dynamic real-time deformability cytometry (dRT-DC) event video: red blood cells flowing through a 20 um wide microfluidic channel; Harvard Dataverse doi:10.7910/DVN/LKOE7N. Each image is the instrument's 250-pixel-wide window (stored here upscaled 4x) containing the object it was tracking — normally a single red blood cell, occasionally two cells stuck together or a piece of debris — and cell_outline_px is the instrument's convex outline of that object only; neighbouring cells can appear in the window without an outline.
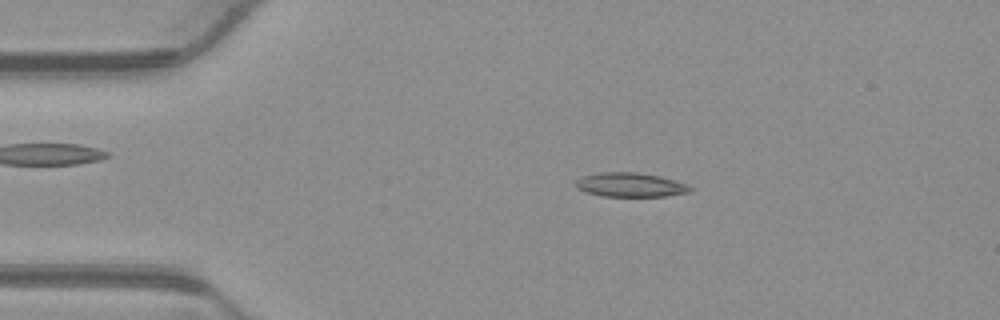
{"species": "common noctule bat (a hibernating species)", "species_latin": "Nyctalus noctula", "temperature_condition": "warm", "stored_images_in_passage": 49, "camera_frame_rate_fps": 3000, "um_per_image_px": 0.085, "animal": {"sex": "male", "body_mass_g": 23.1, "forearm_length_mm": 52.7}, "frame": {"image": 1, "passage_image": 7, "time_ms": 2.0, "image_size_px": [1000, 320], "cell_outline_px": [[692, 188], [688, 192], [664, 196], [600, 196], [576, 188], [572, 184], [576, 180], [584, 176], [600, 172], [636, 172], [660, 176], [684, 184]], "centroid_in_image_um": [53.49, 15.71], "position_along_channel_um": 31.5, "area_um2": 15.9}}
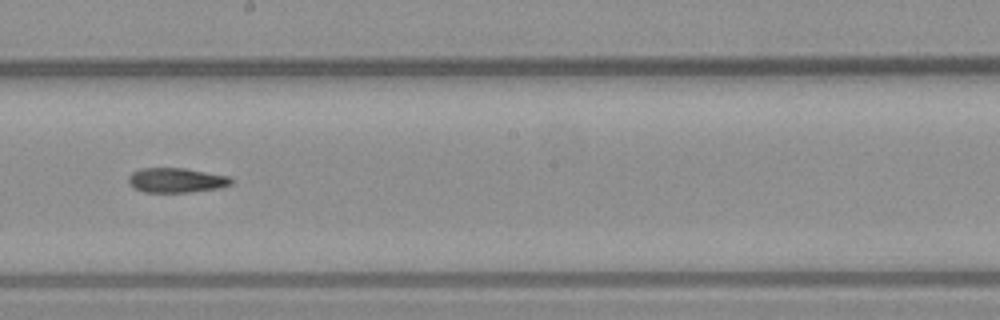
{"frame": {"image": 2, "passage_image": 26, "time_ms": 8.333, "image_size_px": [1000, 320], "cell_outline_px": [[236, 180], [232, 184], [220, 188], [188, 192], [144, 192], [128, 184], [128, 176], [132, 172], [140, 168], [184, 168], [228, 176]], "centroid_in_image_um": [15.0, 15.32], "position_along_channel_um": 233.2, "area_um2": 14.85}}
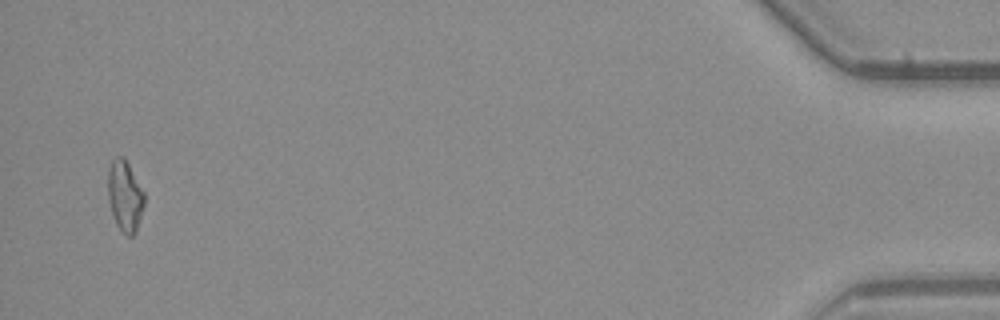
{"frame": {"image": 3, "passage_image": 48, "time_ms": 15.667, "image_size_px": [1000, 320], "cell_outline_px": [[144, 204], [136, 232], [132, 236], [128, 236], [116, 224], [108, 200], [108, 168], [112, 160], [116, 156], [124, 156], [144, 192]], "centroid_in_image_um": [10.61, 16.63], "position_along_channel_um": 424.6, "area_um2": 14.91}}